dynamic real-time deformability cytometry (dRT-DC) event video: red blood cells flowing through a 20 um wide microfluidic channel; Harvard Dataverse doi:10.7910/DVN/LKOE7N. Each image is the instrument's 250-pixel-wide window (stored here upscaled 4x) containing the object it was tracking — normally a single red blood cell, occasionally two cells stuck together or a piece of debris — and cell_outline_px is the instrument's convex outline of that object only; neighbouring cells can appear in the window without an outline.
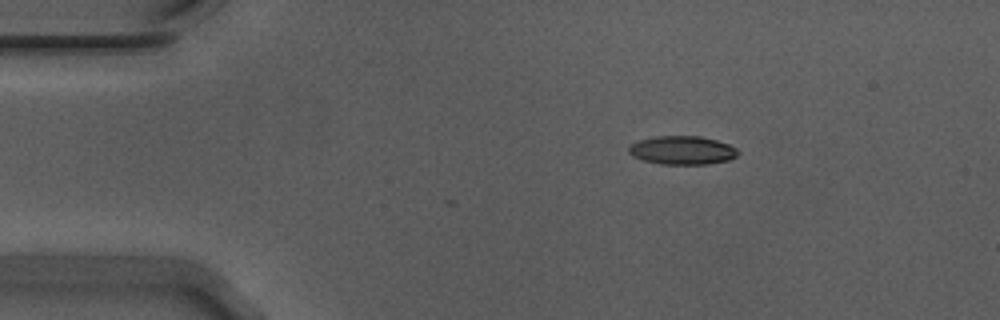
{"species": "Egyptian fruit bat (a non-hibernating species)", "species_latin": "Rousettus aegyptiacus", "temperature_condition": "warm", "stored_images_in_passage": 5, "camera_frame_rate_fps": 3000, "um_per_image_px": 0.085, "animal": {"sex": "male"}, "frame": {"image": 1, "passage_image": 1, "time_ms": 0.0, "image_size_px": [1000, 320], "cell_outline_px": [[740, 152], [736, 156], [728, 160], [708, 164], [660, 164], [644, 160], [632, 156], [628, 152], [628, 148], [632, 144], [640, 140], [656, 136], [700, 136], [716, 140], [728, 144], [736, 148]], "centroid_in_image_um": [58.0, 12.77], "position_along_channel_um": 27.0, "area_um2": 18.09}}